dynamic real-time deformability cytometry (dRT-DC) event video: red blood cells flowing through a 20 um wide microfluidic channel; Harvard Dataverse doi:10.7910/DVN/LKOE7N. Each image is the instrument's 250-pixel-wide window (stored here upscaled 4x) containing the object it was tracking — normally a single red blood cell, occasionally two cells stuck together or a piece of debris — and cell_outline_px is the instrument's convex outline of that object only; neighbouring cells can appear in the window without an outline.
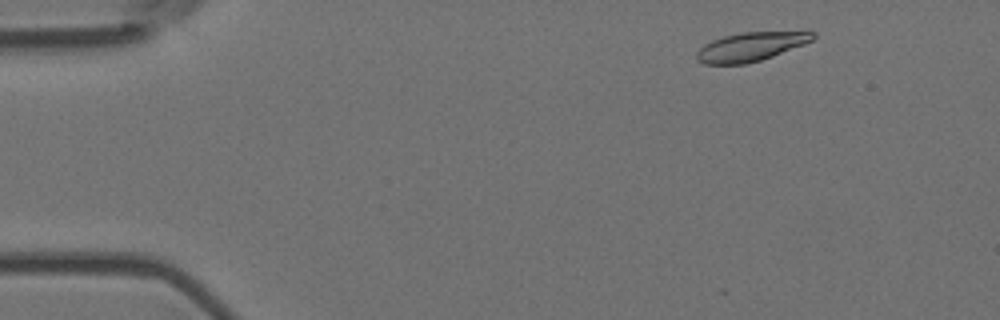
{"species": "Egyptian fruit bat (a non-hibernating species)", "species_latin": "Rousettus aegyptiacus", "temperature_condition": "room temperature", "stored_images_in_passage": 10, "camera_frame_rate_fps": 3000, "um_per_image_px": 0.085, "animal": {"sex": "female"}, "frame": {"image": 1, "passage_image": 2, "time_ms": 0.333, "image_size_px": [1000, 320], "cell_outline_px": [[816, 36], [812, 40], [804, 44], [772, 56], [760, 60], [744, 64], [704, 64], [696, 60], [696, 52], [704, 44], [712, 40], [724, 36], [740, 32], [816, 32]], "centroid_in_image_um": [63.76, 3.97], "position_along_channel_um": 21.2, "area_um2": 19.36}}
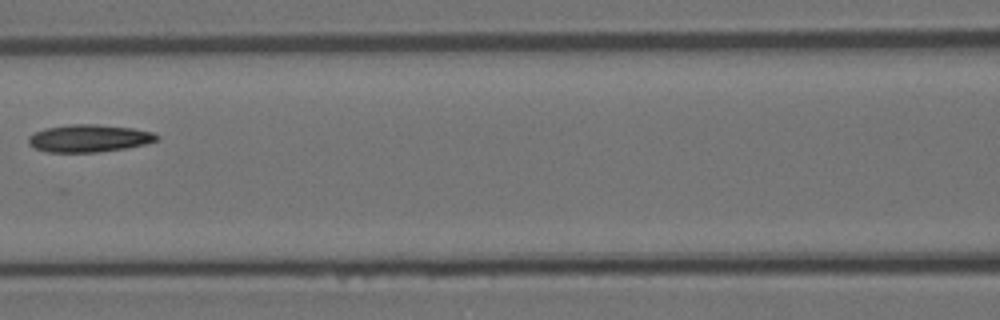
{"frame": {"image": 2, "passage_image": 7, "time_ms": 2.0, "image_size_px": [1000, 320], "cell_outline_px": [[160, 140], [144, 144], [124, 148], [96, 152], [48, 152], [36, 148], [28, 144], [28, 136], [44, 128], [68, 124], [96, 124], [132, 128], [152, 132], [160, 136]], "centroid_in_image_um": [7.56, 11.75], "position_along_channel_um": 159.0, "area_um2": 20.52}}
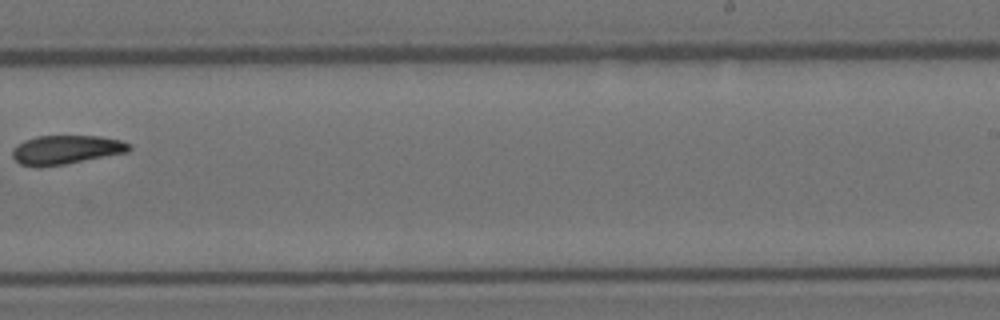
{"frame": {"image": 3, "passage_image": 10, "time_ms": 3.0, "image_size_px": [1000, 320], "cell_outline_px": [[132, 148], [128, 152], [64, 164], [40, 168], [36, 168], [20, 164], [12, 156], [12, 148], [24, 140], [36, 136], [100, 136], [120, 140], [132, 144]], "centroid_in_image_um": [5.59, 12.73], "position_along_channel_um": 283.4, "area_um2": 19.88}}